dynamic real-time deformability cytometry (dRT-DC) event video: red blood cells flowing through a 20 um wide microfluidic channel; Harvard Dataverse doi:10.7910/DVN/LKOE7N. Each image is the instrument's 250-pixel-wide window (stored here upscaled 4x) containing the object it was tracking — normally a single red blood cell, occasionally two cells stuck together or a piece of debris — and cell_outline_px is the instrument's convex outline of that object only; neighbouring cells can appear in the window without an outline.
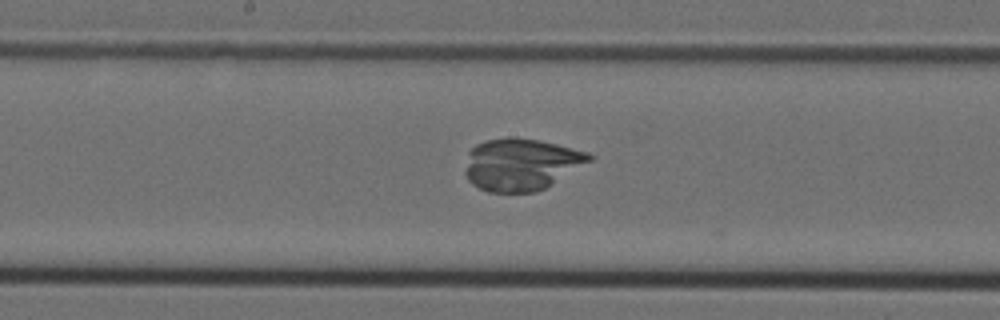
{"species": "Egyptian fruit bat (a non-hibernating species)", "species_latin": "Rousettus aegyptiacus", "temperature_condition": "cold", "stored_images_in_passage": 22, "camera_frame_rate_fps": 3000, "um_per_image_px": 0.085, "animal": {"sex": "female"}, "frame": {"image": 1, "passage_image": 11, "time_ms": 3.333, "image_size_px": [1000, 320], "cell_outline_px": [[592, 160], [544, 188], [536, 192], [488, 192], [472, 184], [468, 180], [464, 172], [468, 152], [476, 144], [484, 140], [508, 136], [540, 140], [588, 152], [592, 156]], "centroid_in_image_um": [44.25, 13.95], "position_along_channel_um": 204.0, "area_um2": 37.63}}
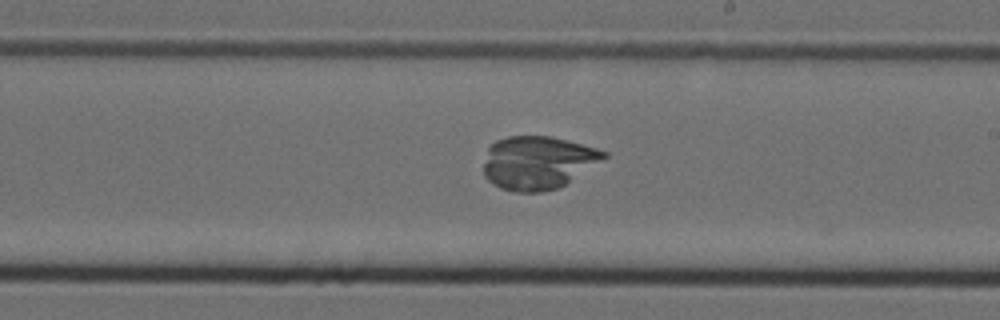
{"frame": {"image": 2, "passage_image": 14, "time_ms": 4.333, "image_size_px": [1000, 320], "cell_outline_px": [[608, 156], [564, 184], [556, 188], [544, 192], [516, 192], [500, 188], [492, 184], [484, 176], [484, 164], [488, 148], [496, 140], [508, 136], [552, 136], [596, 148], [608, 152]], "centroid_in_image_um": [45.68, 13.81], "position_along_channel_um": 243.3, "area_um2": 37.05}}
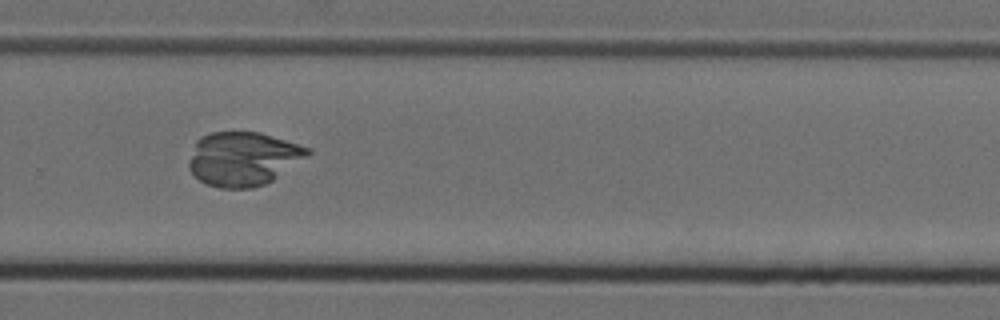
{"frame": {"image": 3, "passage_image": 19, "time_ms": 6.0, "image_size_px": [1000, 320], "cell_outline_px": [[312, 152], [308, 156], [272, 180], [264, 184], [252, 188], [216, 188], [200, 180], [188, 168], [188, 160], [196, 140], [200, 136], [212, 132], [260, 132], [312, 148]], "centroid_in_image_um": [20.66, 13.48], "position_along_channel_um": 309.1, "area_um2": 37.4}}